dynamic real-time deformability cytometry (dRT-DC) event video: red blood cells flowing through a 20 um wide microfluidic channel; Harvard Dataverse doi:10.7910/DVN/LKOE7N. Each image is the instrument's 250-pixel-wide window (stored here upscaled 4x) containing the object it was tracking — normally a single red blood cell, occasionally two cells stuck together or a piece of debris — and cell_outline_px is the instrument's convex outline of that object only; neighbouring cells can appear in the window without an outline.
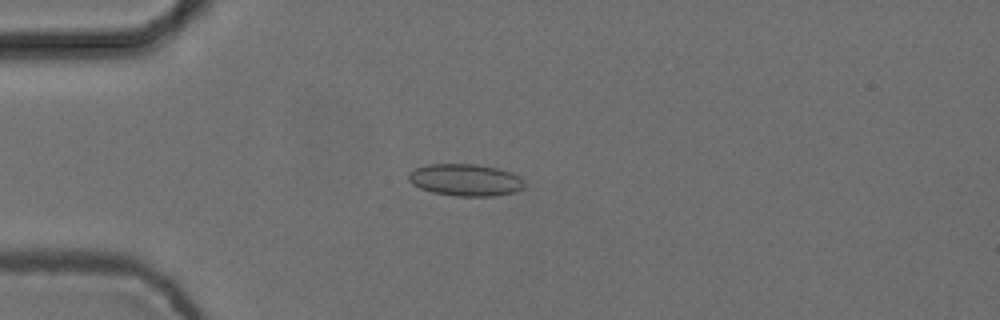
{"species": "common noctule bat (a hibernating species)", "species_latin": "Nyctalus noctula", "temperature_condition": "cold", "stored_images_in_passage": 4, "camera_frame_rate_fps": 3000, "um_per_image_px": 0.085, "animal": {"sex": "female", "body_mass_g": 24.6, "forearm_length_mm": 56.2}, "frame": {"image": 1, "passage_image": 4, "time_ms": 1.0, "image_size_px": [1000, 320], "cell_outline_px": [[524, 188], [516, 192], [492, 196], [456, 196], [432, 192], [420, 188], [412, 184], [408, 180], [408, 172], [416, 168], [428, 164], [476, 164], [496, 168], [512, 172], [520, 176], [524, 180]], "centroid_in_image_um": [39.57, 15.3], "position_along_channel_um": 45.4, "area_um2": 21.79}}